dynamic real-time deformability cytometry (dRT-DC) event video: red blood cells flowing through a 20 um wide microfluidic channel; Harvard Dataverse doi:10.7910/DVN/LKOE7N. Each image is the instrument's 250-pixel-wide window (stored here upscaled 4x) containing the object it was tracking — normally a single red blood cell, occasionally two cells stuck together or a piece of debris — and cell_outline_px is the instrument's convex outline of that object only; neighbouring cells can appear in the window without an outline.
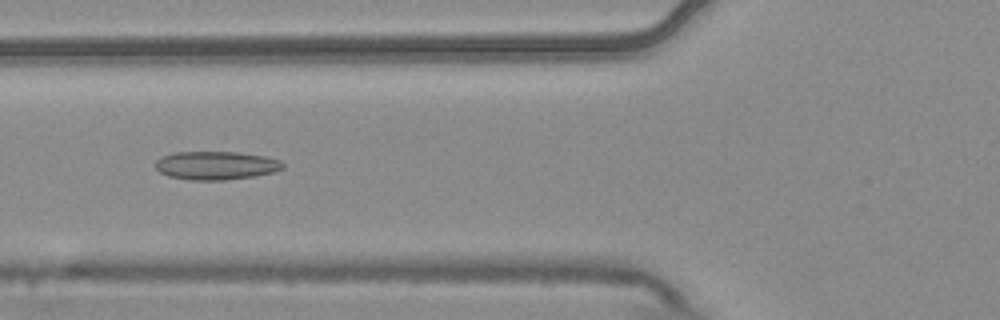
{"species": "common noctule bat (a hibernating species)", "species_latin": "Nyctalus noctula", "temperature_condition": "warm", "stored_images_in_passage": 9, "camera_frame_rate_fps": 3000, "um_per_image_px": 0.085, "animal": {"sex": "male", "body_mass_g": 20.4}, "frame": {"image": 1, "passage_image": 4, "time_ms": 1.0, "image_size_px": [1000, 320], "cell_outline_px": [[284, 168], [272, 172], [252, 176], [224, 180], [192, 180], [168, 176], [160, 172], [156, 168], [156, 160], [160, 156], [176, 152], [236, 152], [264, 156], [280, 160], [284, 164]], "centroid_in_image_um": [18.34, 14.06], "position_along_channel_um": 107.5, "area_um2": 20.98}}
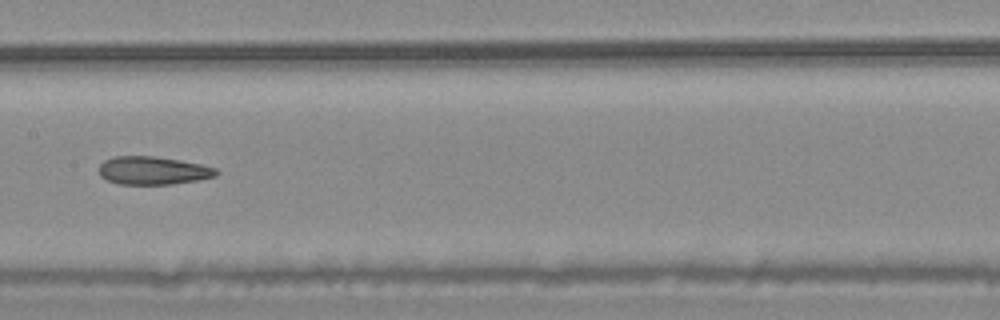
{"frame": {"image": 2, "passage_image": 6, "time_ms": 1.667, "image_size_px": [1000, 320], "cell_outline_px": [[220, 172], [216, 176], [200, 180], [172, 184], [120, 184], [108, 180], [100, 176], [100, 164], [104, 160], [112, 156], [156, 156], [180, 160], [200, 164], [216, 168]], "centroid_in_image_um": [13.03, 14.49], "position_along_channel_um": 194.4, "area_um2": 19.31}}
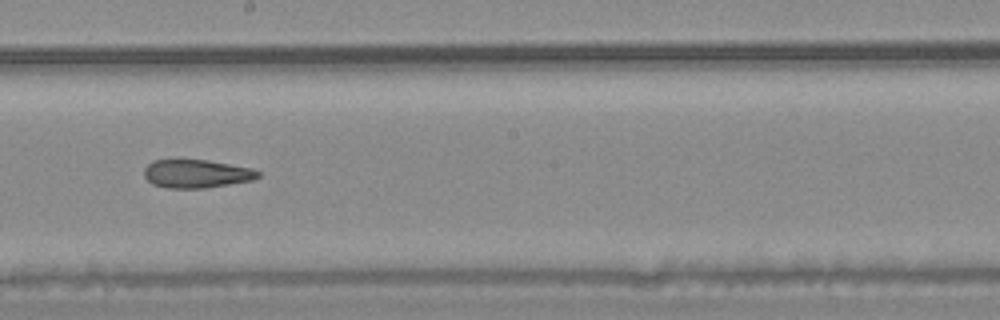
{"frame": {"image": 3, "passage_image": 7, "time_ms": 2.0, "image_size_px": [1000, 320], "cell_outline_px": [[260, 176], [252, 180], [204, 188], [168, 188], [152, 184], [144, 176], [144, 168], [152, 160], [208, 160], [252, 168], [260, 172]], "centroid_in_image_um": [16.69, 14.76], "position_along_channel_um": 231.5, "area_um2": 18.73}}